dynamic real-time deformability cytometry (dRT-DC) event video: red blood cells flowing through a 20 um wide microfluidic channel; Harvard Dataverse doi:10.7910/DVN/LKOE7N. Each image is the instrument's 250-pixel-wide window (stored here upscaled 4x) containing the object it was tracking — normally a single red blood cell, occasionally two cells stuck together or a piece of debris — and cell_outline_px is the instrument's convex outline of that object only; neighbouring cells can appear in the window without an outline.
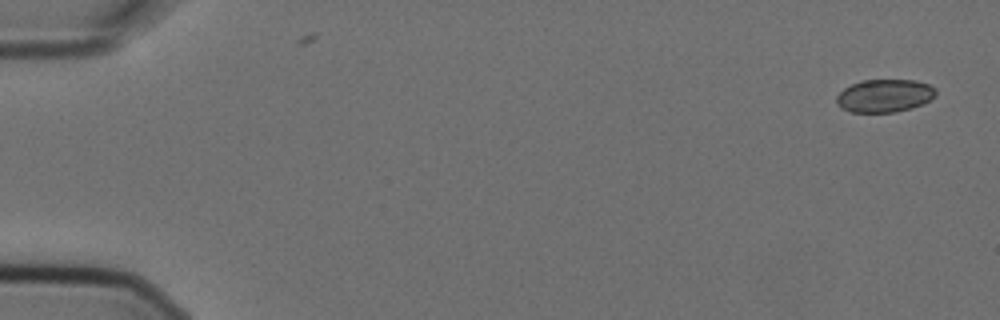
{"species": "Egyptian fruit bat (a non-hibernating species)", "species_latin": "Rousettus aegyptiacus", "temperature_condition": "cold", "stored_images_in_passage": 5, "camera_frame_rate_fps": 3000, "um_per_image_px": 0.085, "animal": {"sex": "female"}, "frame": {"image": 1, "passage_image": 1, "time_ms": 0.0, "image_size_px": [1000, 320], "cell_outline_px": [[936, 96], [924, 104], [912, 108], [896, 112], [852, 112], [840, 108], [836, 104], [836, 96], [844, 88], [860, 80], [916, 80], [928, 84], [936, 88]], "centroid_in_image_um": [75.19, 8.14], "position_along_channel_um": 9.8, "area_um2": 19.31}}
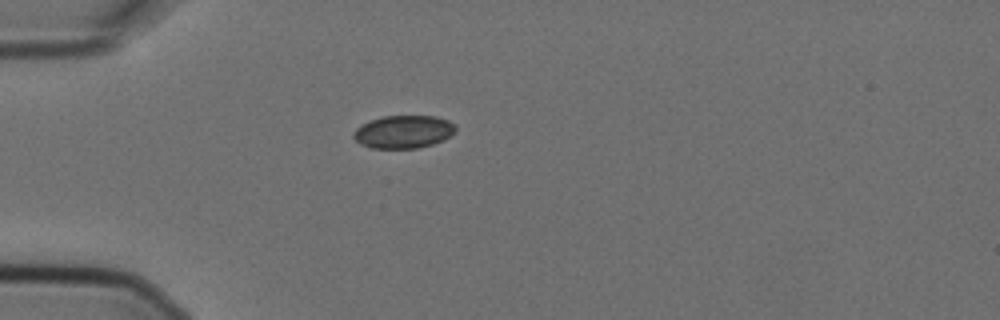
{"frame": {"image": 2, "passage_image": 5, "time_ms": 1.333, "image_size_px": [1000, 320], "cell_outline_px": [[456, 128], [444, 140], [432, 144], [416, 148], [372, 148], [360, 144], [352, 136], [352, 132], [360, 124], [384, 116], [436, 116], [448, 120]], "centroid_in_image_um": [34.25, 11.2], "position_along_channel_um": 50.8, "area_um2": 19.42}}